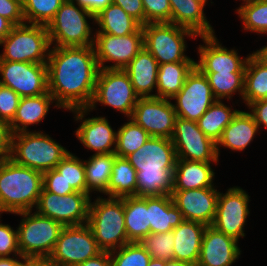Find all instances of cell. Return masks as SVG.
I'll return each instance as SVG.
<instances>
[{
	"instance_id": "obj_24",
	"label": "cell",
	"mask_w": 267,
	"mask_h": 266,
	"mask_svg": "<svg viewBox=\"0 0 267 266\" xmlns=\"http://www.w3.org/2000/svg\"><path fill=\"white\" fill-rule=\"evenodd\" d=\"M259 127L253 116L247 111L239 110L232 121L223 130L220 140L216 144L217 156H220V147L231 151H243L253 141Z\"/></svg>"
},
{
	"instance_id": "obj_50",
	"label": "cell",
	"mask_w": 267,
	"mask_h": 266,
	"mask_svg": "<svg viewBox=\"0 0 267 266\" xmlns=\"http://www.w3.org/2000/svg\"><path fill=\"white\" fill-rule=\"evenodd\" d=\"M248 107L250 109L249 113L253 116L258 127L267 129V101L258 100L250 103Z\"/></svg>"
},
{
	"instance_id": "obj_13",
	"label": "cell",
	"mask_w": 267,
	"mask_h": 266,
	"mask_svg": "<svg viewBox=\"0 0 267 266\" xmlns=\"http://www.w3.org/2000/svg\"><path fill=\"white\" fill-rule=\"evenodd\" d=\"M0 85L20 97L39 96L48 91L47 64L0 61Z\"/></svg>"
},
{
	"instance_id": "obj_48",
	"label": "cell",
	"mask_w": 267,
	"mask_h": 266,
	"mask_svg": "<svg viewBox=\"0 0 267 266\" xmlns=\"http://www.w3.org/2000/svg\"><path fill=\"white\" fill-rule=\"evenodd\" d=\"M0 16L13 25L25 23L22 0H0Z\"/></svg>"
},
{
	"instance_id": "obj_29",
	"label": "cell",
	"mask_w": 267,
	"mask_h": 266,
	"mask_svg": "<svg viewBox=\"0 0 267 266\" xmlns=\"http://www.w3.org/2000/svg\"><path fill=\"white\" fill-rule=\"evenodd\" d=\"M125 230L130 242H139L150 233L149 197H124Z\"/></svg>"
},
{
	"instance_id": "obj_14",
	"label": "cell",
	"mask_w": 267,
	"mask_h": 266,
	"mask_svg": "<svg viewBox=\"0 0 267 266\" xmlns=\"http://www.w3.org/2000/svg\"><path fill=\"white\" fill-rule=\"evenodd\" d=\"M101 252L91 228L86 223L63 226L50 256L64 266H72Z\"/></svg>"
},
{
	"instance_id": "obj_40",
	"label": "cell",
	"mask_w": 267,
	"mask_h": 266,
	"mask_svg": "<svg viewBox=\"0 0 267 266\" xmlns=\"http://www.w3.org/2000/svg\"><path fill=\"white\" fill-rule=\"evenodd\" d=\"M65 0H22L25 23L47 26Z\"/></svg>"
},
{
	"instance_id": "obj_45",
	"label": "cell",
	"mask_w": 267,
	"mask_h": 266,
	"mask_svg": "<svg viewBox=\"0 0 267 266\" xmlns=\"http://www.w3.org/2000/svg\"><path fill=\"white\" fill-rule=\"evenodd\" d=\"M20 99L14 90L0 85V119L10 123L15 117Z\"/></svg>"
},
{
	"instance_id": "obj_39",
	"label": "cell",
	"mask_w": 267,
	"mask_h": 266,
	"mask_svg": "<svg viewBox=\"0 0 267 266\" xmlns=\"http://www.w3.org/2000/svg\"><path fill=\"white\" fill-rule=\"evenodd\" d=\"M242 5L236 9L244 31L267 34V0H242Z\"/></svg>"
},
{
	"instance_id": "obj_19",
	"label": "cell",
	"mask_w": 267,
	"mask_h": 266,
	"mask_svg": "<svg viewBox=\"0 0 267 266\" xmlns=\"http://www.w3.org/2000/svg\"><path fill=\"white\" fill-rule=\"evenodd\" d=\"M70 112H73L75 121H81L75 134L83 146L93 150L95 155L115 153L117 131L112 129L106 117L85 118L90 112L88 108L74 109Z\"/></svg>"
},
{
	"instance_id": "obj_20",
	"label": "cell",
	"mask_w": 267,
	"mask_h": 266,
	"mask_svg": "<svg viewBox=\"0 0 267 266\" xmlns=\"http://www.w3.org/2000/svg\"><path fill=\"white\" fill-rule=\"evenodd\" d=\"M219 191L216 187L190 190H172L174 205L182 212L186 221L212 225L218 202Z\"/></svg>"
},
{
	"instance_id": "obj_11",
	"label": "cell",
	"mask_w": 267,
	"mask_h": 266,
	"mask_svg": "<svg viewBox=\"0 0 267 266\" xmlns=\"http://www.w3.org/2000/svg\"><path fill=\"white\" fill-rule=\"evenodd\" d=\"M94 35L93 48L100 69H124L144 47L142 26L127 36ZM106 62L113 64L104 65Z\"/></svg>"
},
{
	"instance_id": "obj_3",
	"label": "cell",
	"mask_w": 267,
	"mask_h": 266,
	"mask_svg": "<svg viewBox=\"0 0 267 266\" xmlns=\"http://www.w3.org/2000/svg\"><path fill=\"white\" fill-rule=\"evenodd\" d=\"M42 189V172L7 159L0 168V215L32 210Z\"/></svg>"
},
{
	"instance_id": "obj_15",
	"label": "cell",
	"mask_w": 267,
	"mask_h": 266,
	"mask_svg": "<svg viewBox=\"0 0 267 266\" xmlns=\"http://www.w3.org/2000/svg\"><path fill=\"white\" fill-rule=\"evenodd\" d=\"M177 159L217 163L216 143L198 127L196 121L177 117L171 138Z\"/></svg>"
},
{
	"instance_id": "obj_34",
	"label": "cell",
	"mask_w": 267,
	"mask_h": 266,
	"mask_svg": "<svg viewBox=\"0 0 267 266\" xmlns=\"http://www.w3.org/2000/svg\"><path fill=\"white\" fill-rule=\"evenodd\" d=\"M112 174L107 188L111 198H124L137 195V171L126 158L115 157Z\"/></svg>"
},
{
	"instance_id": "obj_28",
	"label": "cell",
	"mask_w": 267,
	"mask_h": 266,
	"mask_svg": "<svg viewBox=\"0 0 267 266\" xmlns=\"http://www.w3.org/2000/svg\"><path fill=\"white\" fill-rule=\"evenodd\" d=\"M55 103L53 96L46 92L39 96L21 97L15 117L9 123L12 134L28 131V126L40 123Z\"/></svg>"
},
{
	"instance_id": "obj_27",
	"label": "cell",
	"mask_w": 267,
	"mask_h": 266,
	"mask_svg": "<svg viewBox=\"0 0 267 266\" xmlns=\"http://www.w3.org/2000/svg\"><path fill=\"white\" fill-rule=\"evenodd\" d=\"M213 163L177 159L173 172L172 190H190L215 187Z\"/></svg>"
},
{
	"instance_id": "obj_54",
	"label": "cell",
	"mask_w": 267,
	"mask_h": 266,
	"mask_svg": "<svg viewBox=\"0 0 267 266\" xmlns=\"http://www.w3.org/2000/svg\"><path fill=\"white\" fill-rule=\"evenodd\" d=\"M27 266H64L51 256H34L26 259Z\"/></svg>"
},
{
	"instance_id": "obj_58",
	"label": "cell",
	"mask_w": 267,
	"mask_h": 266,
	"mask_svg": "<svg viewBox=\"0 0 267 266\" xmlns=\"http://www.w3.org/2000/svg\"><path fill=\"white\" fill-rule=\"evenodd\" d=\"M148 266H165V260L151 258Z\"/></svg>"
},
{
	"instance_id": "obj_21",
	"label": "cell",
	"mask_w": 267,
	"mask_h": 266,
	"mask_svg": "<svg viewBox=\"0 0 267 266\" xmlns=\"http://www.w3.org/2000/svg\"><path fill=\"white\" fill-rule=\"evenodd\" d=\"M198 37H201L205 44L197 47L200 57H198L199 61L195 62V66L201 72H245L249 55L241 58L238 50L222 46L215 34Z\"/></svg>"
},
{
	"instance_id": "obj_22",
	"label": "cell",
	"mask_w": 267,
	"mask_h": 266,
	"mask_svg": "<svg viewBox=\"0 0 267 266\" xmlns=\"http://www.w3.org/2000/svg\"><path fill=\"white\" fill-rule=\"evenodd\" d=\"M241 252L236 239L209 225L203 234L196 266H231L239 259Z\"/></svg>"
},
{
	"instance_id": "obj_10",
	"label": "cell",
	"mask_w": 267,
	"mask_h": 266,
	"mask_svg": "<svg viewBox=\"0 0 267 266\" xmlns=\"http://www.w3.org/2000/svg\"><path fill=\"white\" fill-rule=\"evenodd\" d=\"M140 97L134 91L129 75L124 69H100L95 92L88 109L96 110V104L107 105L131 118Z\"/></svg>"
},
{
	"instance_id": "obj_33",
	"label": "cell",
	"mask_w": 267,
	"mask_h": 266,
	"mask_svg": "<svg viewBox=\"0 0 267 266\" xmlns=\"http://www.w3.org/2000/svg\"><path fill=\"white\" fill-rule=\"evenodd\" d=\"M94 24H97L99 28L95 33H107L113 36H127L142 26L114 3L108 5L95 16Z\"/></svg>"
},
{
	"instance_id": "obj_31",
	"label": "cell",
	"mask_w": 267,
	"mask_h": 266,
	"mask_svg": "<svg viewBox=\"0 0 267 266\" xmlns=\"http://www.w3.org/2000/svg\"><path fill=\"white\" fill-rule=\"evenodd\" d=\"M267 95V61L256 51L249 54L244 73L243 102L248 106Z\"/></svg>"
},
{
	"instance_id": "obj_59",
	"label": "cell",
	"mask_w": 267,
	"mask_h": 266,
	"mask_svg": "<svg viewBox=\"0 0 267 266\" xmlns=\"http://www.w3.org/2000/svg\"><path fill=\"white\" fill-rule=\"evenodd\" d=\"M259 55H261L267 61V45L262 46L259 50L256 51Z\"/></svg>"
},
{
	"instance_id": "obj_44",
	"label": "cell",
	"mask_w": 267,
	"mask_h": 266,
	"mask_svg": "<svg viewBox=\"0 0 267 266\" xmlns=\"http://www.w3.org/2000/svg\"><path fill=\"white\" fill-rule=\"evenodd\" d=\"M147 23H171V8L169 0H142Z\"/></svg>"
},
{
	"instance_id": "obj_53",
	"label": "cell",
	"mask_w": 267,
	"mask_h": 266,
	"mask_svg": "<svg viewBox=\"0 0 267 266\" xmlns=\"http://www.w3.org/2000/svg\"><path fill=\"white\" fill-rule=\"evenodd\" d=\"M72 266H111V255L108 251H102L97 256Z\"/></svg>"
},
{
	"instance_id": "obj_18",
	"label": "cell",
	"mask_w": 267,
	"mask_h": 266,
	"mask_svg": "<svg viewBox=\"0 0 267 266\" xmlns=\"http://www.w3.org/2000/svg\"><path fill=\"white\" fill-rule=\"evenodd\" d=\"M177 117L197 121L217 100L207 77L195 66L181 90L172 98Z\"/></svg>"
},
{
	"instance_id": "obj_43",
	"label": "cell",
	"mask_w": 267,
	"mask_h": 266,
	"mask_svg": "<svg viewBox=\"0 0 267 266\" xmlns=\"http://www.w3.org/2000/svg\"><path fill=\"white\" fill-rule=\"evenodd\" d=\"M111 266H148L151 257L138 243L129 242L110 252Z\"/></svg>"
},
{
	"instance_id": "obj_55",
	"label": "cell",
	"mask_w": 267,
	"mask_h": 266,
	"mask_svg": "<svg viewBox=\"0 0 267 266\" xmlns=\"http://www.w3.org/2000/svg\"><path fill=\"white\" fill-rule=\"evenodd\" d=\"M19 258V260H18ZM26 264V258L23 256L13 257H0V266H24Z\"/></svg>"
},
{
	"instance_id": "obj_7",
	"label": "cell",
	"mask_w": 267,
	"mask_h": 266,
	"mask_svg": "<svg viewBox=\"0 0 267 266\" xmlns=\"http://www.w3.org/2000/svg\"><path fill=\"white\" fill-rule=\"evenodd\" d=\"M3 53L0 61H20L47 64L51 43L45 25L23 23L14 25L0 41Z\"/></svg>"
},
{
	"instance_id": "obj_5",
	"label": "cell",
	"mask_w": 267,
	"mask_h": 266,
	"mask_svg": "<svg viewBox=\"0 0 267 266\" xmlns=\"http://www.w3.org/2000/svg\"><path fill=\"white\" fill-rule=\"evenodd\" d=\"M96 198L90 200L87 224L99 248L111 252L130 242L125 230L124 198Z\"/></svg>"
},
{
	"instance_id": "obj_1",
	"label": "cell",
	"mask_w": 267,
	"mask_h": 266,
	"mask_svg": "<svg viewBox=\"0 0 267 266\" xmlns=\"http://www.w3.org/2000/svg\"><path fill=\"white\" fill-rule=\"evenodd\" d=\"M48 91L58 108H88L100 70L93 46L51 47Z\"/></svg>"
},
{
	"instance_id": "obj_30",
	"label": "cell",
	"mask_w": 267,
	"mask_h": 266,
	"mask_svg": "<svg viewBox=\"0 0 267 266\" xmlns=\"http://www.w3.org/2000/svg\"><path fill=\"white\" fill-rule=\"evenodd\" d=\"M184 221L171 195L149 197L150 233L171 232Z\"/></svg>"
},
{
	"instance_id": "obj_52",
	"label": "cell",
	"mask_w": 267,
	"mask_h": 266,
	"mask_svg": "<svg viewBox=\"0 0 267 266\" xmlns=\"http://www.w3.org/2000/svg\"><path fill=\"white\" fill-rule=\"evenodd\" d=\"M80 7L89 11L93 16H96L103 9L112 3V0H72Z\"/></svg>"
},
{
	"instance_id": "obj_41",
	"label": "cell",
	"mask_w": 267,
	"mask_h": 266,
	"mask_svg": "<svg viewBox=\"0 0 267 266\" xmlns=\"http://www.w3.org/2000/svg\"><path fill=\"white\" fill-rule=\"evenodd\" d=\"M76 191L87 193L84 160L69 152L55 167Z\"/></svg>"
},
{
	"instance_id": "obj_38",
	"label": "cell",
	"mask_w": 267,
	"mask_h": 266,
	"mask_svg": "<svg viewBox=\"0 0 267 266\" xmlns=\"http://www.w3.org/2000/svg\"><path fill=\"white\" fill-rule=\"evenodd\" d=\"M151 136L132 119L120 126L116 137L115 155L126 158L142 147Z\"/></svg>"
},
{
	"instance_id": "obj_12",
	"label": "cell",
	"mask_w": 267,
	"mask_h": 266,
	"mask_svg": "<svg viewBox=\"0 0 267 266\" xmlns=\"http://www.w3.org/2000/svg\"><path fill=\"white\" fill-rule=\"evenodd\" d=\"M90 200L91 196L87 193L74 192L59 196L43 188L35 210L62 226L82 225L88 221Z\"/></svg>"
},
{
	"instance_id": "obj_61",
	"label": "cell",
	"mask_w": 267,
	"mask_h": 266,
	"mask_svg": "<svg viewBox=\"0 0 267 266\" xmlns=\"http://www.w3.org/2000/svg\"><path fill=\"white\" fill-rule=\"evenodd\" d=\"M201 2H203L204 4H207L208 0H199Z\"/></svg>"
},
{
	"instance_id": "obj_46",
	"label": "cell",
	"mask_w": 267,
	"mask_h": 266,
	"mask_svg": "<svg viewBox=\"0 0 267 266\" xmlns=\"http://www.w3.org/2000/svg\"><path fill=\"white\" fill-rule=\"evenodd\" d=\"M10 254L13 257L22 256L18 248L17 229H13L8 224L0 223V257H10Z\"/></svg>"
},
{
	"instance_id": "obj_8",
	"label": "cell",
	"mask_w": 267,
	"mask_h": 266,
	"mask_svg": "<svg viewBox=\"0 0 267 266\" xmlns=\"http://www.w3.org/2000/svg\"><path fill=\"white\" fill-rule=\"evenodd\" d=\"M144 47L159 65L173 62H196L185 54L186 37H198L192 30L170 22L147 23L142 26Z\"/></svg>"
},
{
	"instance_id": "obj_4",
	"label": "cell",
	"mask_w": 267,
	"mask_h": 266,
	"mask_svg": "<svg viewBox=\"0 0 267 266\" xmlns=\"http://www.w3.org/2000/svg\"><path fill=\"white\" fill-rule=\"evenodd\" d=\"M69 152L40 130L19 132L11 137L10 159L20 166L42 173L55 169Z\"/></svg>"
},
{
	"instance_id": "obj_35",
	"label": "cell",
	"mask_w": 267,
	"mask_h": 266,
	"mask_svg": "<svg viewBox=\"0 0 267 266\" xmlns=\"http://www.w3.org/2000/svg\"><path fill=\"white\" fill-rule=\"evenodd\" d=\"M115 157V153L93 154L88 160H84L87 194L91 195L93 191H96L107 196Z\"/></svg>"
},
{
	"instance_id": "obj_16",
	"label": "cell",
	"mask_w": 267,
	"mask_h": 266,
	"mask_svg": "<svg viewBox=\"0 0 267 266\" xmlns=\"http://www.w3.org/2000/svg\"><path fill=\"white\" fill-rule=\"evenodd\" d=\"M218 196L215 219L211 226L237 241L245 237L244 227L250 214L248 193L234 186Z\"/></svg>"
},
{
	"instance_id": "obj_56",
	"label": "cell",
	"mask_w": 267,
	"mask_h": 266,
	"mask_svg": "<svg viewBox=\"0 0 267 266\" xmlns=\"http://www.w3.org/2000/svg\"><path fill=\"white\" fill-rule=\"evenodd\" d=\"M13 26L14 25L9 20L0 16V41L11 32Z\"/></svg>"
},
{
	"instance_id": "obj_2",
	"label": "cell",
	"mask_w": 267,
	"mask_h": 266,
	"mask_svg": "<svg viewBox=\"0 0 267 266\" xmlns=\"http://www.w3.org/2000/svg\"><path fill=\"white\" fill-rule=\"evenodd\" d=\"M126 159L137 171V196L171 195L177 160L171 139L150 137Z\"/></svg>"
},
{
	"instance_id": "obj_36",
	"label": "cell",
	"mask_w": 267,
	"mask_h": 266,
	"mask_svg": "<svg viewBox=\"0 0 267 266\" xmlns=\"http://www.w3.org/2000/svg\"><path fill=\"white\" fill-rule=\"evenodd\" d=\"M238 111L225 105L222 100H216L196 122L200 130L217 144L223 130Z\"/></svg>"
},
{
	"instance_id": "obj_32",
	"label": "cell",
	"mask_w": 267,
	"mask_h": 266,
	"mask_svg": "<svg viewBox=\"0 0 267 266\" xmlns=\"http://www.w3.org/2000/svg\"><path fill=\"white\" fill-rule=\"evenodd\" d=\"M195 67V62H173L159 65L155 97L172 98L183 87L187 75Z\"/></svg>"
},
{
	"instance_id": "obj_42",
	"label": "cell",
	"mask_w": 267,
	"mask_h": 266,
	"mask_svg": "<svg viewBox=\"0 0 267 266\" xmlns=\"http://www.w3.org/2000/svg\"><path fill=\"white\" fill-rule=\"evenodd\" d=\"M173 232L149 233L138 243L148 252L151 258L165 261L174 260Z\"/></svg>"
},
{
	"instance_id": "obj_23",
	"label": "cell",
	"mask_w": 267,
	"mask_h": 266,
	"mask_svg": "<svg viewBox=\"0 0 267 266\" xmlns=\"http://www.w3.org/2000/svg\"><path fill=\"white\" fill-rule=\"evenodd\" d=\"M158 68V62L145 47L124 68L140 98L155 97L151 93L157 89Z\"/></svg>"
},
{
	"instance_id": "obj_60",
	"label": "cell",
	"mask_w": 267,
	"mask_h": 266,
	"mask_svg": "<svg viewBox=\"0 0 267 266\" xmlns=\"http://www.w3.org/2000/svg\"><path fill=\"white\" fill-rule=\"evenodd\" d=\"M10 158V155H0V168L2 167L3 163Z\"/></svg>"
},
{
	"instance_id": "obj_47",
	"label": "cell",
	"mask_w": 267,
	"mask_h": 266,
	"mask_svg": "<svg viewBox=\"0 0 267 266\" xmlns=\"http://www.w3.org/2000/svg\"><path fill=\"white\" fill-rule=\"evenodd\" d=\"M43 188L59 196L76 192L56 169L43 172Z\"/></svg>"
},
{
	"instance_id": "obj_37",
	"label": "cell",
	"mask_w": 267,
	"mask_h": 266,
	"mask_svg": "<svg viewBox=\"0 0 267 266\" xmlns=\"http://www.w3.org/2000/svg\"><path fill=\"white\" fill-rule=\"evenodd\" d=\"M208 79L213 95L217 100L224 98L232 99L234 93L238 92L240 99L244 93L245 72H202Z\"/></svg>"
},
{
	"instance_id": "obj_17",
	"label": "cell",
	"mask_w": 267,
	"mask_h": 266,
	"mask_svg": "<svg viewBox=\"0 0 267 266\" xmlns=\"http://www.w3.org/2000/svg\"><path fill=\"white\" fill-rule=\"evenodd\" d=\"M176 118L177 114L171 100L146 97L138 99L130 119L151 137L171 139Z\"/></svg>"
},
{
	"instance_id": "obj_6",
	"label": "cell",
	"mask_w": 267,
	"mask_h": 266,
	"mask_svg": "<svg viewBox=\"0 0 267 266\" xmlns=\"http://www.w3.org/2000/svg\"><path fill=\"white\" fill-rule=\"evenodd\" d=\"M87 19L95 22V16L89 11L72 0H65L46 26L51 47L93 46L95 32L92 33Z\"/></svg>"
},
{
	"instance_id": "obj_51",
	"label": "cell",
	"mask_w": 267,
	"mask_h": 266,
	"mask_svg": "<svg viewBox=\"0 0 267 266\" xmlns=\"http://www.w3.org/2000/svg\"><path fill=\"white\" fill-rule=\"evenodd\" d=\"M11 137L9 123L3 119H0V155L11 154Z\"/></svg>"
},
{
	"instance_id": "obj_26",
	"label": "cell",
	"mask_w": 267,
	"mask_h": 266,
	"mask_svg": "<svg viewBox=\"0 0 267 266\" xmlns=\"http://www.w3.org/2000/svg\"><path fill=\"white\" fill-rule=\"evenodd\" d=\"M206 225L184 220L172 230L174 234V260L197 265Z\"/></svg>"
},
{
	"instance_id": "obj_9",
	"label": "cell",
	"mask_w": 267,
	"mask_h": 266,
	"mask_svg": "<svg viewBox=\"0 0 267 266\" xmlns=\"http://www.w3.org/2000/svg\"><path fill=\"white\" fill-rule=\"evenodd\" d=\"M21 216L17 228L18 248L24 258L50 256L63 226L36 211L18 212Z\"/></svg>"
},
{
	"instance_id": "obj_49",
	"label": "cell",
	"mask_w": 267,
	"mask_h": 266,
	"mask_svg": "<svg viewBox=\"0 0 267 266\" xmlns=\"http://www.w3.org/2000/svg\"><path fill=\"white\" fill-rule=\"evenodd\" d=\"M112 3L120 6L128 15L145 25V12L142 0H112Z\"/></svg>"
},
{
	"instance_id": "obj_25",
	"label": "cell",
	"mask_w": 267,
	"mask_h": 266,
	"mask_svg": "<svg viewBox=\"0 0 267 266\" xmlns=\"http://www.w3.org/2000/svg\"><path fill=\"white\" fill-rule=\"evenodd\" d=\"M171 23L192 30L197 36L214 35L207 20L205 4L199 0H169Z\"/></svg>"
},
{
	"instance_id": "obj_57",
	"label": "cell",
	"mask_w": 267,
	"mask_h": 266,
	"mask_svg": "<svg viewBox=\"0 0 267 266\" xmlns=\"http://www.w3.org/2000/svg\"><path fill=\"white\" fill-rule=\"evenodd\" d=\"M165 266H194V265L183 261L171 260V261H165Z\"/></svg>"
}]
</instances>
